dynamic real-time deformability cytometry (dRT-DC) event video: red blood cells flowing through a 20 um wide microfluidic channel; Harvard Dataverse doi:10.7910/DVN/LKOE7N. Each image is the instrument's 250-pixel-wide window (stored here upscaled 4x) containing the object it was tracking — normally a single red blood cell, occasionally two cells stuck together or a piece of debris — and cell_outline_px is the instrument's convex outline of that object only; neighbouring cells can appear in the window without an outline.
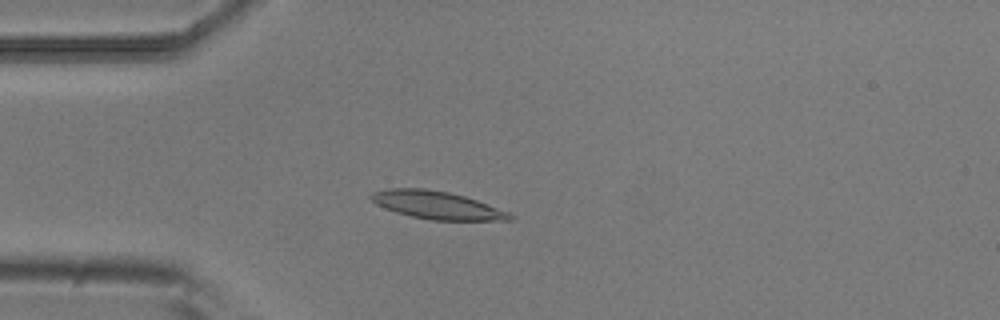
{"species": "common noctule bat (a hibernating species)", "species_latin": "Nyctalus noctula", "temperature_condition": "room temperature", "stored_images_in_passage": 4, "camera_frame_rate_fps": 3000, "um_per_image_px": 0.085, "animal": {"sex": "male", "body_mass_g": 20.5, "forearm_length_mm": 52.5}, "frame": {"image": 1, "passage_image": 4, "time_ms": 1.0, "image_size_px": [1000, 320], "cell_outline_px": [[516, 220], [432, 220], [412, 216], [396, 212], [384, 208], [376, 204], [368, 196], [372, 192], [388, 188], [424, 188], [448, 192], [464, 196], [488, 204], [508, 212], [516, 216]], "centroid_in_image_um": [37.14, 17.43], "position_along_channel_um": 47.9, "area_um2": 22.48}}